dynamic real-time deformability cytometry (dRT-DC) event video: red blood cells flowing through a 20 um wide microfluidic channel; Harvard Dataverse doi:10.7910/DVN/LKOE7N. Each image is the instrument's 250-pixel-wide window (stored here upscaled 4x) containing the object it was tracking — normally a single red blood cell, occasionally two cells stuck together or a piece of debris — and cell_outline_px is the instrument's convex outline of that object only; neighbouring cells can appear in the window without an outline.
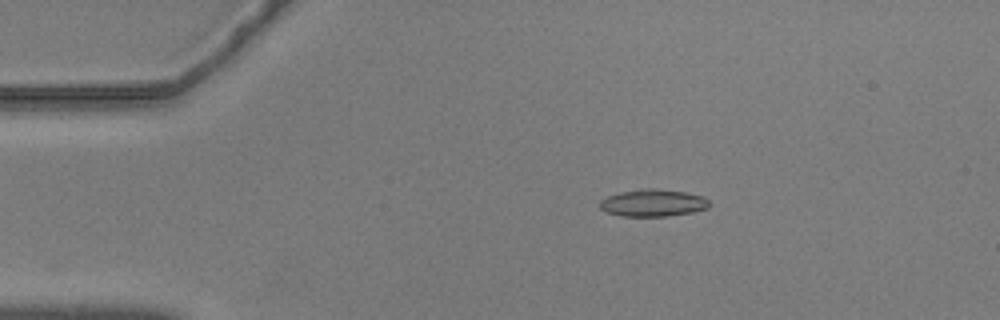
{"species": "common noctule bat (a hibernating species)", "species_latin": "Nyctalus noctula", "temperature_condition": "warm", "stored_images_in_passage": 35, "camera_frame_rate_fps": 3000, "um_per_image_px": 0.085, "animal": {"sex": "male", "body_mass_g": 20.5, "forearm_length_mm": 52.5}, "frame": {"image": 1, "passage_image": 1, "time_ms": 0.0, "image_size_px": [1000, 320], "cell_outline_px": [[708, 208], [692, 212], [668, 216], [620, 216], [604, 212], [600, 208], [600, 200], [608, 196], [620, 192], [644, 188], [656, 188], [684, 192], [704, 196], [708, 200]], "centroid_in_image_um": [55.48, 17.25], "position_along_channel_um": 29.5, "area_um2": 17.4}}
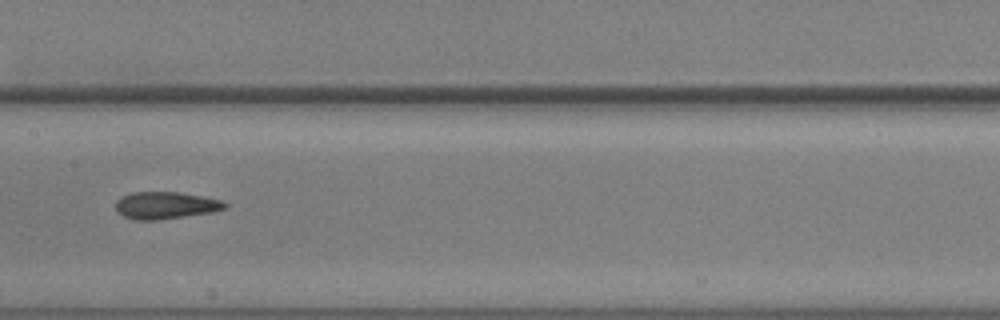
{"frame": {"image": 2, "passage_image": 19, "time_ms": 6.0, "image_size_px": [1000, 320], "cell_outline_px": [[228, 208], [212, 212], [156, 220], [132, 220], [116, 212], [116, 200], [120, 196], [132, 192], [180, 192], [224, 200], [228, 204]], "centroid_in_image_um": [14.07, 17.45], "position_along_channel_um": 193.3, "area_um2": 17.51}}
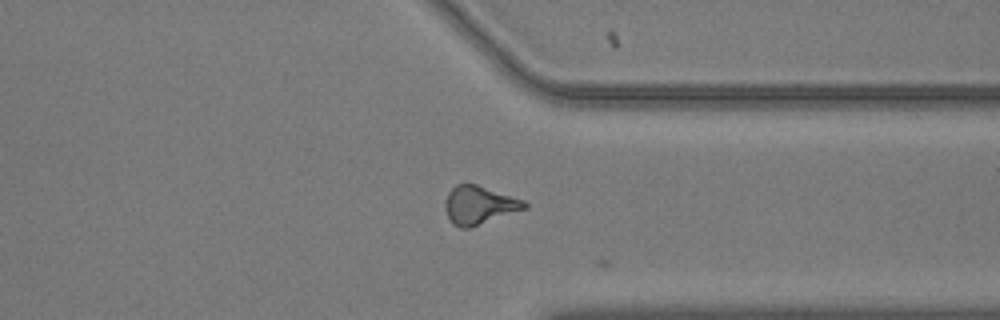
{"frame": {"image": 3, "passage_image": 34, "time_ms": 11.0, "image_size_px": [1000, 320], "cell_outline_px": [[528, 208], [468, 228], [460, 228], [452, 224], [444, 208], [444, 204], [448, 192], [456, 184], [476, 184], [524, 200], [528, 204]], "centroid_in_image_um": [40.72, 17.43], "position_along_channel_um": 370.7, "area_um2": 17.63}, "authors_computed_cell_mechanics": {"area_um2": 17.1666, "velocity_mm_per_s": 3.5756, "shape_relaxation_time_tau1_ms": null, "shape_relaxation_time_tau2_ms": 2.3646, "deformation_change_tau1": null, "deformation_change_tau2": 0.0985}}